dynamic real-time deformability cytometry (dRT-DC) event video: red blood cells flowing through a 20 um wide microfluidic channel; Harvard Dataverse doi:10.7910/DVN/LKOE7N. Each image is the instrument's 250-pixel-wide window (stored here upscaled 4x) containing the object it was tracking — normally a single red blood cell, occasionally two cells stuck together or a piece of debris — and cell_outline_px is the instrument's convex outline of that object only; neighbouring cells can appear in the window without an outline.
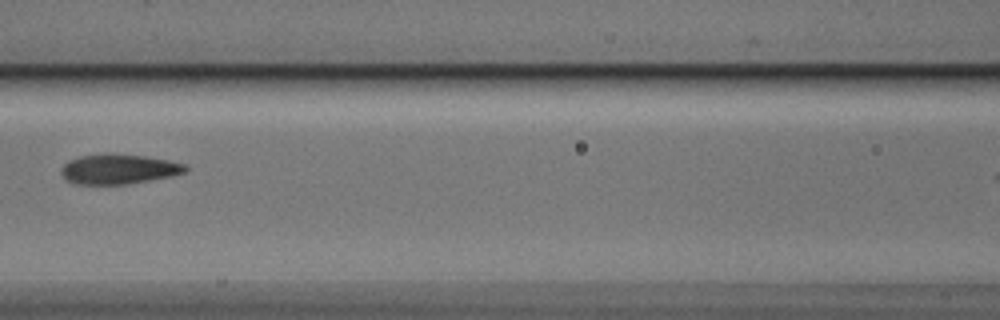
{"species": "Egyptian fruit bat (a non-hibernating species)", "species_latin": "Rousettus aegyptiacus", "temperature_condition": "cold", "stored_images_in_passage": 5, "camera_frame_rate_fps": 3000, "um_per_image_px": 0.085, "animal": {"sex": "male"}, "frame": {"image": 1, "passage_image": 4, "time_ms": 3.333, "image_size_px": [1000, 320], "cell_outline_px": [[188, 168], [184, 172], [172, 176], [128, 184], [72, 184], [64, 180], [60, 172], [60, 168], [68, 160], [80, 156], [108, 152], [144, 156], [168, 160], [184, 164]], "centroid_in_image_um": [10.01, 14.37], "position_along_channel_um": 156.6, "area_um2": 21.96}}